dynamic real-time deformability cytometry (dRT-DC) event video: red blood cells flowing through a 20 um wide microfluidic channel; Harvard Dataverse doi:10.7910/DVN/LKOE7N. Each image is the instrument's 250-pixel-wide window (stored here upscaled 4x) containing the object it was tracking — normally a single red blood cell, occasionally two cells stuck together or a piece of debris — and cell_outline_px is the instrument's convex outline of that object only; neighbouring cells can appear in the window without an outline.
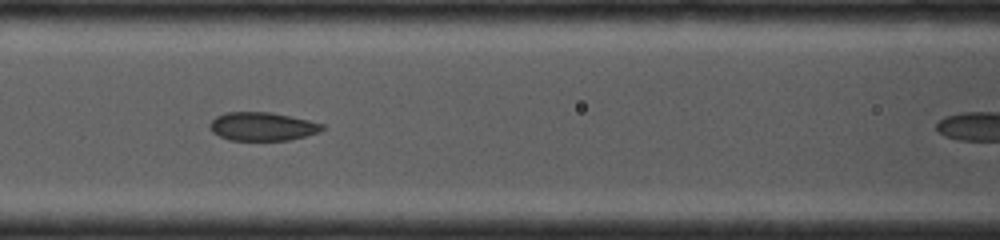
{"species": "common noctule bat (a hibernating species)", "species_latin": "Nyctalus noctula", "temperature_condition": "cold", "stored_images_in_passage": 7, "camera_frame_rate_fps": 4000, "um_per_image_px": 0.085, "animal": {"sex": "female", "body_mass_g": 19.0, "forearm_length_mm": 53.3}, "frame": {"image": 1, "passage_image": 6, "time_ms": 2.75, "image_size_px": [1000, 240], "cell_outline_px": [[324, 128], [320, 132], [288, 140], [228, 140], [212, 132], [208, 128], [208, 124], [216, 116], [224, 112], [268, 112], [308, 120], [324, 124]], "centroid_in_image_um": [22.25, 10.75], "position_along_channel_um": 144.3, "area_um2": 18.61}}
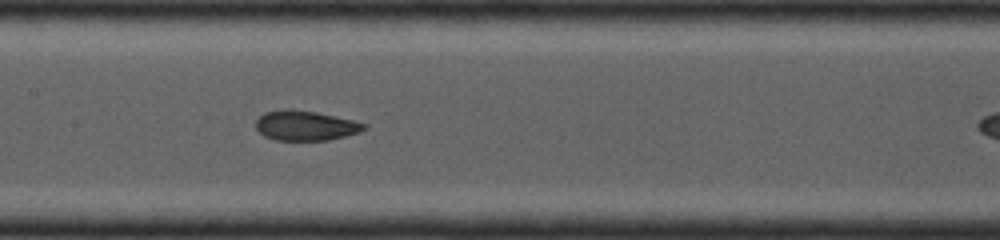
{"frame": {"image": 2, "passage_image": 7, "time_ms": 3.5, "image_size_px": [1000, 240], "cell_outline_px": [[368, 128], [360, 132], [328, 140], [276, 140], [264, 136], [256, 128], [256, 120], [264, 112], [316, 112], [352, 120], [368, 124]], "centroid_in_image_um": [26.02, 10.72], "position_along_channel_um": 181.4, "area_um2": 18.09}}